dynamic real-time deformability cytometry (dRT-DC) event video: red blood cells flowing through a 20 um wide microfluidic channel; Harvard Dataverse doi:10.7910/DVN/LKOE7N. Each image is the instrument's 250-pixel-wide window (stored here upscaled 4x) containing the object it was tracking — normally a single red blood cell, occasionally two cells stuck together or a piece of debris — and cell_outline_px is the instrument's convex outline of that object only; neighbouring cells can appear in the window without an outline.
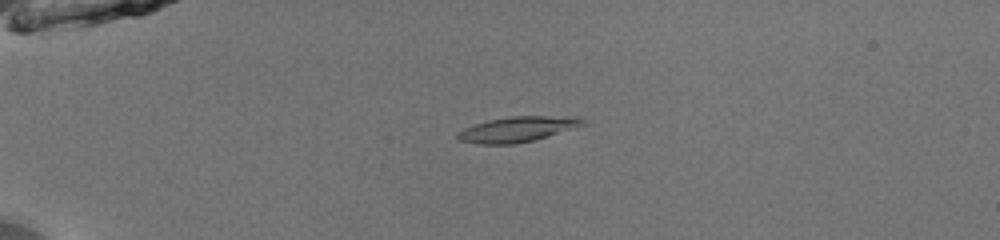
{"species": "common noctule bat (a hibernating species)", "species_latin": "Nyctalus noctula", "temperature_condition": "room temperature", "stored_images_in_passage": 53, "camera_frame_rate_fps": 3000, "um_per_image_px": 0.085, "animal": {"sex": "male", "body_mass_g": 13.0, "forearm_length_mm": 53.1}, "frame": {"image": 1, "passage_image": 15, "time_ms": 4.667, "image_size_px": [1000, 240], "cell_outline_px": [[584, 124], [548, 136], [532, 140], [512, 144], [476, 144], [460, 140], [456, 136], [456, 132], [464, 128], [488, 120], [512, 116], [580, 116], [584, 120]], "centroid_in_image_um": [43.96, 10.98], "position_along_channel_um": 41.0, "area_um2": 18.26}}
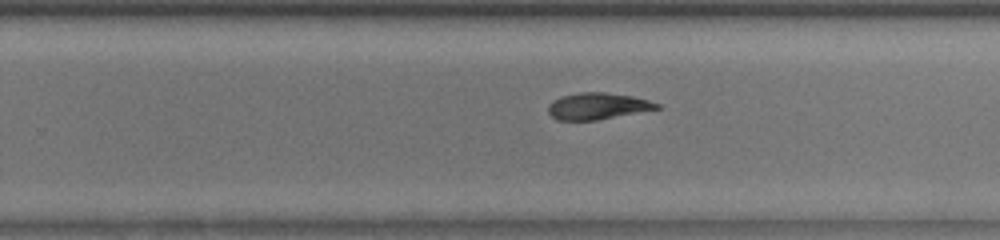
{"frame": {"image": 2, "passage_image": 36, "time_ms": 11.667, "image_size_px": [1000, 240], "cell_outline_px": [[660, 108], [596, 120], [556, 120], [548, 112], [548, 104], [552, 100], [560, 96], [576, 92], [604, 92], [632, 96], [648, 100], [660, 104]], "centroid_in_image_um": [50.74, 9.01], "position_along_channel_um": 279.1, "area_um2": 16.82}}
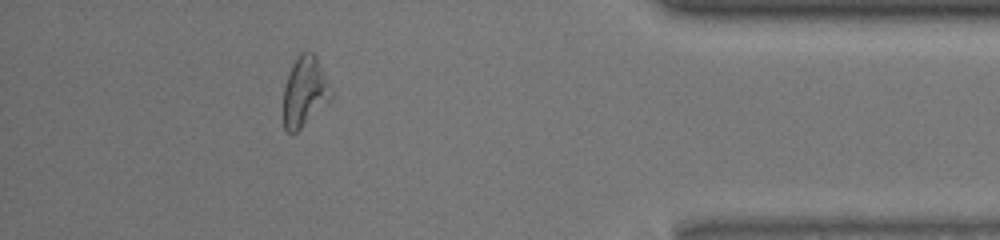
{"frame": {"image": 3, "passage_image": 48, "time_ms": 15.667, "image_size_px": [1000, 240], "cell_outline_px": [[332, 96], [296, 132], [288, 132], [284, 128], [284, 88], [292, 64], [300, 52], [312, 52], [316, 56], [332, 92]], "centroid_in_image_um": [25.87, 7.76], "position_along_channel_um": 409.3, "area_um2": 18.67}, "authors_computed_cell_mechanics": {"area_um2": 18.207, "velocity_mm_per_s": 4.0208, "shape_relaxation_time_tau1_ms": 4.846, "shape_relaxation_time_tau2_ms": null, "deformation_change_tau1": 0.202, "deformation_change_tau2": null}}